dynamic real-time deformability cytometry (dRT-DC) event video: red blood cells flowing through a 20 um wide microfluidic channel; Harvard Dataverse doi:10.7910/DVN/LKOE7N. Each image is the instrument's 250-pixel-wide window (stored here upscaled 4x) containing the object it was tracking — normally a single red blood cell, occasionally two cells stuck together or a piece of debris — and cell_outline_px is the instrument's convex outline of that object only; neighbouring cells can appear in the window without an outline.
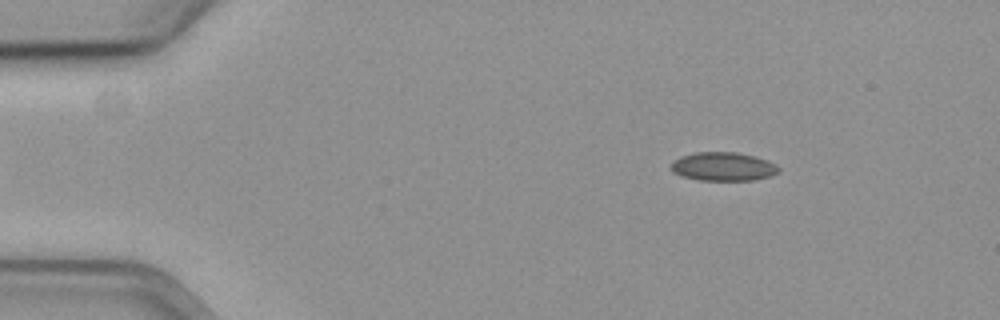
{"species": "common noctule bat (a hibernating species)", "species_latin": "Nyctalus noctula", "temperature_condition": "cold", "stored_images_in_passage": 57, "camera_frame_rate_fps": 3000, "um_per_image_px": 0.085, "animal": {"sex": "female", "body_mass_g": 19.3, "forearm_length_mm": 54.1}, "frame": {"image": 1, "passage_image": 8, "time_ms": 2.333, "image_size_px": [1000, 320], "cell_outline_px": [[780, 172], [768, 176], [752, 180], [700, 180], [680, 176], [672, 172], [668, 168], [680, 156], [696, 152], [736, 152], [752, 156], [776, 164], [780, 168]], "centroid_in_image_um": [61.43, 14.16], "position_along_channel_um": 23.6, "area_um2": 17.86}}
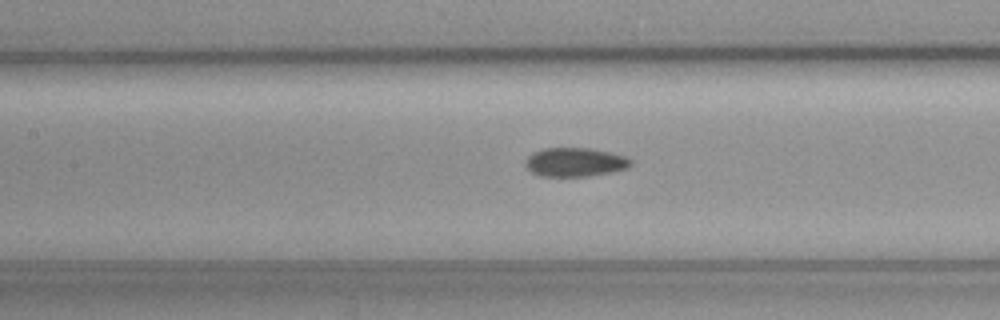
{"frame": {"image": 2, "passage_image": 26, "time_ms": 8.333, "image_size_px": [1000, 320], "cell_outline_px": [[632, 164], [628, 168], [612, 172], [588, 176], [540, 176], [532, 172], [524, 164], [528, 156], [532, 152], [544, 148], [592, 148], [624, 156], [632, 160]], "centroid_in_image_um": [48.87, 13.78], "position_along_channel_um": 158.5, "area_um2": 17.74}}
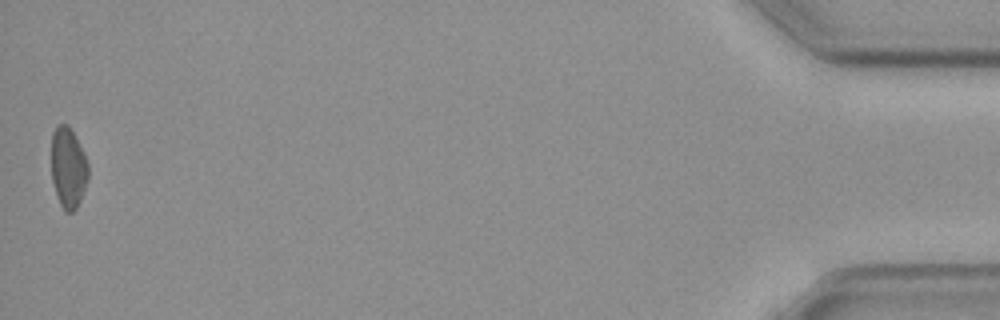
{"frame": {"image": 3, "passage_image": 57, "time_ms": 18.667, "image_size_px": [1000, 320], "cell_outline_px": [[88, 176], [80, 200], [76, 208], [72, 212], [64, 212], [60, 204], [52, 180], [52, 132], [56, 124], [68, 124], [88, 164]], "centroid_in_image_um": [5.77, 14.26], "position_along_channel_um": 429.4, "area_um2": 16.94}, "authors_computed_cell_mechanics": {"area_um2": 17.629, "velocity_mm_per_s": 3.591, "shape_relaxation_time_tau1_ms": 10.5594, "shape_relaxation_time_tau2_ms": 6.084, "deformation_change_tau1": 0.1706, "deformation_change_tau2": 0.1202}}